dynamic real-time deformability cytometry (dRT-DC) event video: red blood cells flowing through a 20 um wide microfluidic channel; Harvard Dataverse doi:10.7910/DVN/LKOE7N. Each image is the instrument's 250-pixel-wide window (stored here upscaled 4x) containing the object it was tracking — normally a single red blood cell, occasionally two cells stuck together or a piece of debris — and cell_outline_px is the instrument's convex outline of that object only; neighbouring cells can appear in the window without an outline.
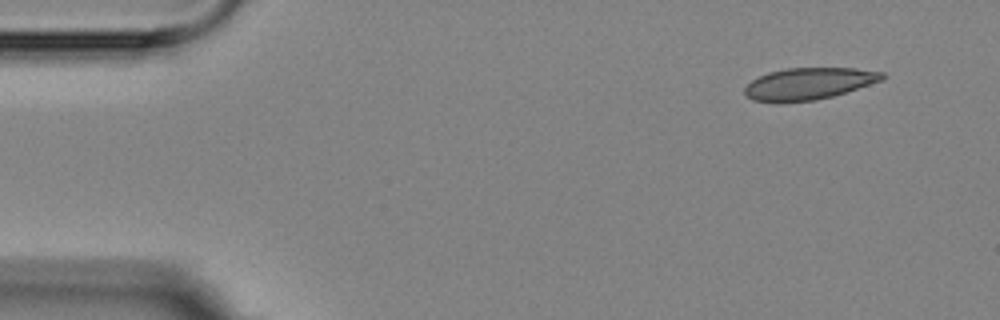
{"species": "Egyptian fruit bat (a non-hibernating species)", "species_latin": "Rousettus aegyptiacus", "temperature_condition": "room temperature", "stored_images_in_passage": 3, "camera_frame_rate_fps": 3000, "um_per_image_px": 0.085, "animal": {"sex": "female"}, "frame": {"image": 1, "passage_image": 1, "time_ms": 0.0, "image_size_px": [1000, 320], "cell_outline_px": [[888, 76], [884, 80], [832, 96], [816, 100], [776, 104], [752, 100], [744, 92], [744, 88], [752, 80], [768, 72], [788, 68], [856, 68], [884, 72]], "centroid_in_image_um": [68.75, 7.13], "position_along_channel_um": 16.3, "area_um2": 25.89}}